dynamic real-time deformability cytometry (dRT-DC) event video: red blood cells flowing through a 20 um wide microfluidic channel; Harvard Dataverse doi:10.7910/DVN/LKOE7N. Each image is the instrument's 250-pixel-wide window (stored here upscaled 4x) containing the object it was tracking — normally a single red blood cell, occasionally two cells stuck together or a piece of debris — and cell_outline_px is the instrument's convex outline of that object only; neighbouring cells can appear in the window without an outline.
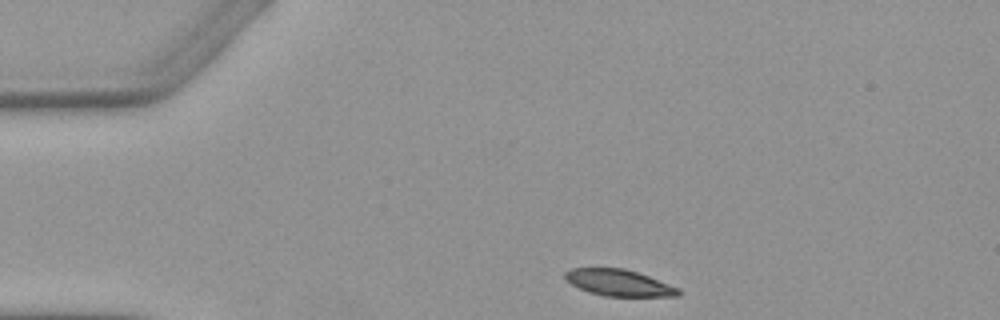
{"species": "Egyptian fruit bat (a non-hibernating species)", "species_latin": "Rousettus aegyptiacus", "temperature_condition": "warm", "stored_images_in_passage": 3, "camera_frame_rate_fps": 3000, "um_per_image_px": 0.085, "animal": {"sex": "female"}, "frame": {"image": 1, "passage_image": 1, "time_ms": 0.0, "image_size_px": [1000, 320], "cell_outline_px": [[680, 296], [604, 296], [588, 292], [572, 284], [564, 276], [564, 272], [572, 268], [624, 268], [648, 276], [680, 288]], "centroid_in_image_um": [52.61, 24.04], "position_along_channel_um": 32.4, "area_um2": 17.34}}
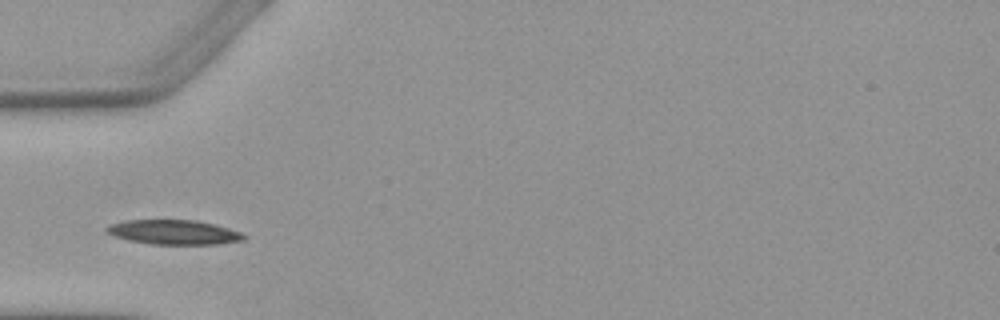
{"frame": {"image": 2, "passage_image": 3, "time_ms": 2.333, "image_size_px": [1000, 320], "cell_outline_px": [[248, 236], [244, 240], [216, 244], [152, 244], [128, 240], [112, 236], [104, 228], [108, 224], [124, 220], [196, 220], [228, 228], [240, 232]], "centroid_in_image_um": [14.73, 19.73], "position_along_channel_um": 70.3, "area_um2": 19.65}}